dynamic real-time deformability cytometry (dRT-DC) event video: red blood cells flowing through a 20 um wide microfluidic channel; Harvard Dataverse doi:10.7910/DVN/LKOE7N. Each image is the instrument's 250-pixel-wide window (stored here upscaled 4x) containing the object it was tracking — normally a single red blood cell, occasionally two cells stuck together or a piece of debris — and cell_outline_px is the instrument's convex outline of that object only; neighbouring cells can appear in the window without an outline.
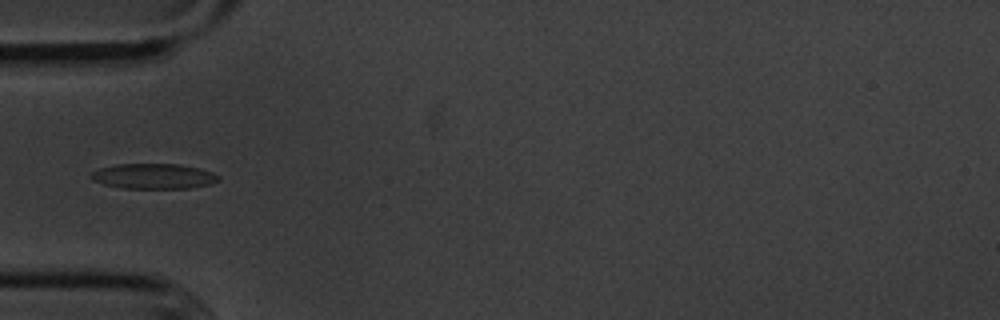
{"species": "common noctule bat (a hibernating species)", "species_latin": "Nyctalus noctula", "temperature_condition": "cold", "stored_images_in_passage": 5, "camera_frame_rate_fps": 3000, "um_per_image_px": 0.085, "animal": {"sex": "male", "body_mass_g": 20.1, "forearm_length_mm": 53.5}, "frame": {"image": 1, "passage_image": 5, "time_ms": 5.333, "image_size_px": [1000, 320], "cell_outline_px": [[220, 180], [208, 184], [188, 188], [120, 188], [104, 184], [92, 180], [88, 176], [92, 172], [100, 168], [116, 164], [180, 164], [200, 168], [212, 172], [220, 176]], "centroid_in_image_um": [13.04, 14.97], "position_along_channel_um": 72.0, "area_um2": 18.79}}